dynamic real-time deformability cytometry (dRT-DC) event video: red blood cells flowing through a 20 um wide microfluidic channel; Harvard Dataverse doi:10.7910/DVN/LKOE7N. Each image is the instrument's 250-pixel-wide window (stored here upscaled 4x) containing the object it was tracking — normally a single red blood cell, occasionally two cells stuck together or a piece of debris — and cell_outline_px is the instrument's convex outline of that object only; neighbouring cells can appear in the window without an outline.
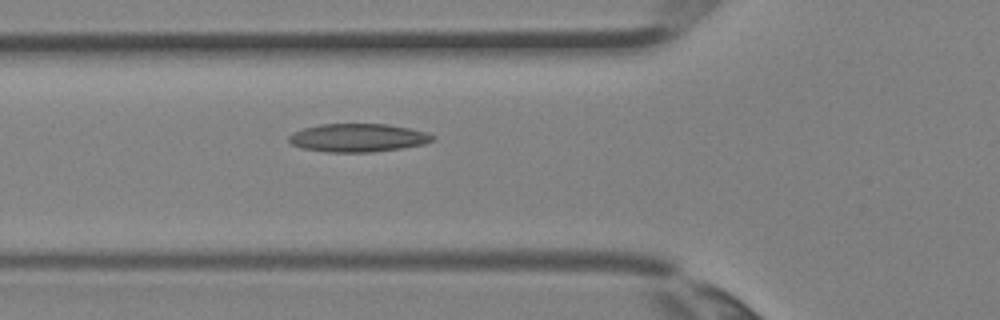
{"species": "Egyptian fruit bat (a non-hibernating species)", "species_latin": "Rousettus aegyptiacus", "temperature_condition": "room temperature", "stored_images_in_passage": 3, "camera_frame_rate_fps": 3000, "um_per_image_px": 0.085, "animal": {"sex": "female"}, "frame": {"image": 1, "passage_image": 3, "time_ms": 0.667, "image_size_px": [1000, 320], "cell_outline_px": [[436, 136], [432, 140], [424, 144], [400, 148], [372, 152], [324, 152], [300, 148], [292, 144], [288, 140], [288, 136], [292, 132], [304, 128], [320, 124], [388, 124], [428, 132]], "centroid_in_image_um": [30.4, 11.71], "position_along_channel_um": 95.4, "area_um2": 23.76}}